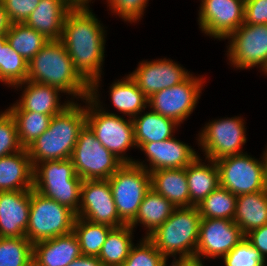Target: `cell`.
<instances>
[{
    "mask_svg": "<svg viewBox=\"0 0 267 266\" xmlns=\"http://www.w3.org/2000/svg\"><path fill=\"white\" fill-rule=\"evenodd\" d=\"M91 8H72L66 15L60 41L75 69L99 90L105 60L106 31Z\"/></svg>",
    "mask_w": 267,
    "mask_h": 266,
    "instance_id": "1",
    "label": "cell"
},
{
    "mask_svg": "<svg viewBox=\"0 0 267 266\" xmlns=\"http://www.w3.org/2000/svg\"><path fill=\"white\" fill-rule=\"evenodd\" d=\"M27 80L59 88L71 101H83L90 93V84L75 69L60 40H49L28 62Z\"/></svg>",
    "mask_w": 267,
    "mask_h": 266,
    "instance_id": "2",
    "label": "cell"
},
{
    "mask_svg": "<svg viewBox=\"0 0 267 266\" xmlns=\"http://www.w3.org/2000/svg\"><path fill=\"white\" fill-rule=\"evenodd\" d=\"M81 105L72 101L54 115L47 130L26 148L33 168L44 161L71 158L80 131L86 125L85 105Z\"/></svg>",
    "mask_w": 267,
    "mask_h": 266,
    "instance_id": "3",
    "label": "cell"
},
{
    "mask_svg": "<svg viewBox=\"0 0 267 266\" xmlns=\"http://www.w3.org/2000/svg\"><path fill=\"white\" fill-rule=\"evenodd\" d=\"M99 92L90 90L89 97L81 101L86 105V125L99 142L123 163H133L135 159L126 154L127 150L137 148L133 120L106 110Z\"/></svg>",
    "mask_w": 267,
    "mask_h": 266,
    "instance_id": "4",
    "label": "cell"
},
{
    "mask_svg": "<svg viewBox=\"0 0 267 266\" xmlns=\"http://www.w3.org/2000/svg\"><path fill=\"white\" fill-rule=\"evenodd\" d=\"M200 220L196 206L176 207L148 238L167 260L170 257L173 261L195 258Z\"/></svg>",
    "mask_w": 267,
    "mask_h": 266,
    "instance_id": "5",
    "label": "cell"
},
{
    "mask_svg": "<svg viewBox=\"0 0 267 266\" xmlns=\"http://www.w3.org/2000/svg\"><path fill=\"white\" fill-rule=\"evenodd\" d=\"M82 181L75 172L71 158L44 161L34 167L33 189L75 213L80 205Z\"/></svg>",
    "mask_w": 267,
    "mask_h": 266,
    "instance_id": "6",
    "label": "cell"
},
{
    "mask_svg": "<svg viewBox=\"0 0 267 266\" xmlns=\"http://www.w3.org/2000/svg\"><path fill=\"white\" fill-rule=\"evenodd\" d=\"M76 213L31 189L29 220L25 237L32 243L73 232Z\"/></svg>",
    "mask_w": 267,
    "mask_h": 266,
    "instance_id": "7",
    "label": "cell"
},
{
    "mask_svg": "<svg viewBox=\"0 0 267 266\" xmlns=\"http://www.w3.org/2000/svg\"><path fill=\"white\" fill-rule=\"evenodd\" d=\"M108 181L119 218L130 224L151 188L150 172L134 163H124Z\"/></svg>",
    "mask_w": 267,
    "mask_h": 266,
    "instance_id": "8",
    "label": "cell"
},
{
    "mask_svg": "<svg viewBox=\"0 0 267 266\" xmlns=\"http://www.w3.org/2000/svg\"><path fill=\"white\" fill-rule=\"evenodd\" d=\"M242 116L214 119L199 131L196 143L200 146L205 159L220 158L245 153L247 143L246 124Z\"/></svg>",
    "mask_w": 267,
    "mask_h": 266,
    "instance_id": "9",
    "label": "cell"
},
{
    "mask_svg": "<svg viewBox=\"0 0 267 266\" xmlns=\"http://www.w3.org/2000/svg\"><path fill=\"white\" fill-rule=\"evenodd\" d=\"M220 186L234 195L255 193L267 189L264 157L257 160L247 152L226 156L215 161Z\"/></svg>",
    "mask_w": 267,
    "mask_h": 266,
    "instance_id": "10",
    "label": "cell"
},
{
    "mask_svg": "<svg viewBox=\"0 0 267 266\" xmlns=\"http://www.w3.org/2000/svg\"><path fill=\"white\" fill-rule=\"evenodd\" d=\"M71 159L82 180L109 179L124 164L99 142L87 125L80 131Z\"/></svg>",
    "mask_w": 267,
    "mask_h": 266,
    "instance_id": "11",
    "label": "cell"
},
{
    "mask_svg": "<svg viewBox=\"0 0 267 266\" xmlns=\"http://www.w3.org/2000/svg\"><path fill=\"white\" fill-rule=\"evenodd\" d=\"M205 79L203 75L200 77L191 73L181 83L152 94L148 98V108L183 124L201 98Z\"/></svg>",
    "mask_w": 267,
    "mask_h": 266,
    "instance_id": "12",
    "label": "cell"
},
{
    "mask_svg": "<svg viewBox=\"0 0 267 266\" xmlns=\"http://www.w3.org/2000/svg\"><path fill=\"white\" fill-rule=\"evenodd\" d=\"M229 64L239 70L267 67V25L242 24L228 38Z\"/></svg>",
    "mask_w": 267,
    "mask_h": 266,
    "instance_id": "13",
    "label": "cell"
},
{
    "mask_svg": "<svg viewBox=\"0 0 267 266\" xmlns=\"http://www.w3.org/2000/svg\"><path fill=\"white\" fill-rule=\"evenodd\" d=\"M198 25L202 33L226 40L244 21L245 0H200Z\"/></svg>",
    "mask_w": 267,
    "mask_h": 266,
    "instance_id": "14",
    "label": "cell"
},
{
    "mask_svg": "<svg viewBox=\"0 0 267 266\" xmlns=\"http://www.w3.org/2000/svg\"><path fill=\"white\" fill-rule=\"evenodd\" d=\"M244 237L233 220L201 218L195 259H222Z\"/></svg>",
    "mask_w": 267,
    "mask_h": 266,
    "instance_id": "15",
    "label": "cell"
},
{
    "mask_svg": "<svg viewBox=\"0 0 267 266\" xmlns=\"http://www.w3.org/2000/svg\"><path fill=\"white\" fill-rule=\"evenodd\" d=\"M77 217L92 223L120 227L119 218L108 179L83 180Z\"/></svg>",
    "mask_w": 267,
    "mask_h": 266,
    "instance_id": "16",
    "label": "cell"
},
{
    "mask_svg": "<svg viewBox=\"0 0 267 266\" xmlns=\"http://www.w3.org/2000/svg\"><path fill=\"white\" fill-rule=\"evenodd\" d=\"M130 77L149 98L152 94L184 81L191 72L171 59L142 60Z\"/></svg>",
    "mask_w": 267,
    "mask_h": 266,
    "instance_id": "17",
    "label": "cell"
},
{
    "mask_svg": "<svg viewBox=\"0 0 267 266\" xmlns=\"http://www.w3.org/2000/svg\"><path fill=\"white\" fill-rule=\"evenodd\" d=\"M137 149L146 155V162L134 160V164L142 166L148 172L161 169H176L187 167L197 156L191 145L181 140H177L175 136L164 141H154L142 143ZM145 163V164H144Z\"/></svg>",
    "mask_w": 267,
    "mask_h": 266,
    "instance_id": "18",
    "label": "cell"
},
{
    "mask_svg": "<svg viewBox=\"0 0 267 266\" xmlns=\"http://www.w3.org/2000/svg\"><path fill=\"white\" fill-rule=\"evenodd\" d=\"M12 88L23 89L16 103L7 108L8 111H31L50 116L61 113L72 102L70 99L61 104L59 88L26 80Z\"/></svg>",
    "mask_w": 267,
    "mask_h": 266,
    "instance_id": "19",
    "label": "cell"
},
{
    "mask_svg": "<svg viewBox=\"0 0 267 266\" xmlns=\"http://www.w3.org/2000/svg\"><path fill=\"white\" fill-rule=\"evenodd\" d=\"M31 190L0 191V237H25Z\"/></svg>",
    "mask_w": 267,
    "mask_h": 266,
    "instance_id": "20",
    "label": "cell"
},
{
    "mask_svg": "<svg viewBox=\"0 0 267 266\" xmlns=\"http://www.w3.org/2000/svg\"><path fill=\"white\" fill-rule=\"evenodd\" d=\"M82 255L76 235L71 232L33 244V263L36 266H68Z\"/></svg>",
    "mask_w": 267,
    "mask_h": 266,
    "instance_id": "21",
    "label": "cell"
},
{
    "mask_svg": "<svg viewBox=\"0 0 267 266\" xmlns=\"http://www.w3.org/2000/svg\"><path fill=\"white\" fill-rule=\"evenodd\" d=\"M71 9L64 0H40L24 23L48 40H60L65 17Z\"/></svg>",
    "mask_w": 267,
    "mask_h": 266,
    "instance_id": "22",
    "label": "cell"
},
{
    "mask_svg": "<svg viewBox=\"0 0 267 266\" xmlns=\"http://www.w3.org/2000/svg\"><path fill=\"white\" fill-rule=\"evenodd\" d=\"M34 168L27 149L0 158V191L33 189Z\"/></svg>",
    "mask_w": 267,
    "mask_h": 266,
    "instance_id": "23",
    "label": "cell"
},
{
    "mask_svg": "<svg viewBox=\"0 0 267 266\" xmlns=\"http://www.w3.org/2000/svg\"><path fill=\"white\" fill-rule=\"evenodd\" d=\"M201 159L198 155L187 167L190 206H197L220 186L219 170L214 160ZM207 161V163H205Z\"/></svg>",
    "mask_w": 267,
    "mask_h": 266,
    "instance_id": "24",
    "label": "cell"
},
{
    "mask_svg": "<svg viewBox=\"0 0 267 266\" xmlns=\"http://www.w3.org/2000/svg\"><path fill=\"white\" fill-rule=\"evenodd\" d=\"M151 188L175 207H190V194L185 168L150 172Z\"/></svg>",
    "mask_w": 267,
    "mask_h": 266,
    "instance_id": "25",
    "label": "cell"
},
{
    "mask_svg": "<svg viewBox=\"0 0 267 266\" xmlns=\"http://www.w3.org/2000/svg\"><path fill=\"white\" fill-rule=\"evenodd\" d=\"M132 120L137 148L142 143L172 138L178 130V126L181 127L175 120L162 116L151 109L146 113L144 109Z\"/></svg>",
    "mask_w": 267,
    "mask_h": 266,
    "instance_id": "26",
    "label": "cell"
},
{
    "mask_svg": "<svg viewBox=\"0 0 267 266\" xmlns=\"http://www.w3.org/2000/svg\"><path fill=\"white\" fill-rule=\"evenodd\" d=\"M111 103L122 116L133 119L148 107L147 96L139 89L136 82L126 75L114 81L109 87Z\"/></svg>",
    "mask_w": 267,
    "mask_h": 266,
    "instance_id": "27",
    "label": "cell"
},
{
    "mask_svg": "<svg viewBox=\"0 0 267 266\" xmlns=\"http://www.w3.org/2000/svg\"><path fill=\"white\" fill-rule=\"evenodd\" d=\"M233 221L245 235L267 224V189L237 196Z\"/></svg>",
    "mask_w": 267,
    "mask_h": 266,
    "instance_id": "28",
    "label": "cell"
},
{
    "mask_svg": "<svg viewBox=\"0 0 267 266\" xmlns=\"http://www.w3.org/2000/svg\"><path fill=\"white\" fill-rule=\"evenodd\" d=\"M175 208L169 200L150 188L139 206L135 219L129 225L133 229L139 224L145 227V237H148L172 215Z\"/></svg>",
    "mask_w": 267,
    "mask_h": 266,
    "instance_id": "29",
    "label": "cell"
},
{
    "mask_svg": "<svg viewBox=\"0 0 267 266\" xmlns=\"http://www.w3.org/2000/svg\"><path fill=\"white\" fill-rule=\"evenodd\" d=\"M134 231L129 224L113 227L109 231L97 256L103 266H121L125 262L134 244Z\"/></svg>",
    "mask_w": 267,
    "mask_h": 266,
    "instance_id": "30",
    "label": "cell"
},
{
    "mask_svg": "<svg viewBox=\"0 0 267 266\" xmlns=\"http://www.w3.org/2000/svg\"><path fill=\"white\" fill-rule=\"evenodd\" d=\"M6 39L11 48L29 62L49 40L25 23H11Z\"/></svg>",
    "mask_w": 267,
    "mask_h": 266,
    "instance_id": "31",
    "label": "cell"
},
{
    "mask_svg": "<svg viewBox=\"0 0 267 266\" xmlns=\"http://www.w3.org/2000/svg\"><path fill=\"white\" fill-rule=\"evenodd\" d=\"M112 228L107 224L92 223L76 217L73 233L78 239L82 255L98 256Z\"/></svg>",
    "mask_w": 267,
    "mask_h": 266,
    "instance_id": "32",
    "label": "cell"
},
{
    "mask_svg": "<svg viewBox=\"0 0 267 266\" xmlns=\"http://www.w3.org/2000/svg\"><path fill=\"white\" fill-rule=\"evenodd\" d=\"M237 196L219 186L203 199L196 207L201 218L233 220L236 211Z\"/></svg>",
    "mask_w": 267,
    "mask_h": 266,
    "instance_id": "33",
    "label": "cell"
},
{
    "mask_svg": "<svg viewBox=\"0 0 267 266\" xmlns=\"http://www.w3.org/2000/svg\"><path fill=\"white\" fill-rule=\"evenodd\" d=\"M13 116L21 146L26 149L49 127L52 116L31 111H9Z\"/></svg>",
    "mask_w": 267,
    "mask_h": 266,
    "instance_id": "34",
    "label": "cell"
},
{
    "mask_svg": "<svg viewBox=\"0 0 267 266\" xmlns=\"http://www.w3.org/2000/svg\"><path fill=\"white\" fill-rule=\"evenodd\" d=\"M28 74V62L16 53L6 41L0 55V82L7 87L25 82Z\"/></svg>",
    "mask_w": 267,
    "mask_h": 266,
    "instance_id": "35",
    "label": "cell"
},
{
    "mask_svg": "<svg viewBox=\"0 0 267 266\" xmlns=\"http://www.w3.org/2000/svg\"><path fill=\"white\" fill-rule=\"evenodd\" d=\"M33 244L26 237H0V266H29Z\"/></svg>",
    "mask_w": 267,
    "mask_h": 266,
    "instance_id": "36",
    "label": "cell"
},
{
    "mask_svg": "<svg viewBox=\"0 0 267 266\" xmlns=\"http://www.w3.org/2000/svg\"><path fill=\"white\" fill-rule=\"evenodd\" d=\"M133 244L127 259L121 266H168L167 259L157 250L148 238H141Z\"/></svg>",
    "mask_w": 267,
    "mask_h": 266,
    "instance_id": "37",
    "label": "cell"
},
{
    "mask_svg": "<svg viewBox=\"0 0 267 266\" xmlns=\"http://www.w3.org/2000/svg\"><path fill=\"white\" fill-rule=\"evenodd\" d=\"M223 260L224 266H264L267 262L260 252L244 237Z\"/></svg>",
    "mask_w": 267,
    "mask_h": 266,
    "instance_id": "38",
    "label": "cell"
},
{
    "mask_svg": "<svg viewBox=\"0 0 267 266\" xmlns=\"http://www.w3.org/2000/svg\"><path fill=\"white\" fill-rule=\"evenodd\" d=\"M22 149L13 116L7 109L0 111V158Z\"/></svg>",
    "mask_w": 267,
    "mask_h": 266,
    "instance_id": "39",
    "label": "cell"
},
{
    "mask_svg": "<svg viewBox=\"0 0 267 266\" xmlns=\"http://www.w3.org/2000/svg\"><path fill=\"white\" fill-rule=\"evenodd\" d=\"M111 13L128 23L139 22L149 0H106Z\"/></svg>",
    "mask_w": 267,
    "mask_h": 266,
    "instance_id": "40",
    "label": "cell"
},
{
    "mask_svg": "<svg viewBox=\"0 0 267 266\" xmlns=\"http://www.w3.org/2000/svg\"><path fill=\"white\" fill-rule=\"evenodd\" d=\"M11 23H24L40 0H1Z\"/></svg>",
    "mask_w": 267,
    "mask_h": 266,
    "instance_id": "41",
    "label": "cell"
},
{
    "mask_svg": "<svg viewBox=\"0 0 267 266\" xmlns=\"http://www.w3.org/2000/svg\"><path fill=\"white\" fill-rule=\"evenodd\" d=\"M243 24L267 25V0H245Z\"/></svg>",
    "mask_w": 267,
    "mask_h": 266,
    "instance_id": "42",
    "label": "cell"
},
{
    "mask_svg": "<svg viewBox=\"0 0 267 266\" xmlns=\"http://www.w3.org/2000/svg\"><path fill=\"white\" fill-rule=\"evenodd\" d=\"M246 239L256 248L264 260H267V224L245 234Z\"/></svg>",
    "mask_w": 267,
    "mask_h": 266,
    "instance_id": "43",
    "label": "cell"
},
{
    "mask_svg": "<svg viewBox=\"0 0 267 266\" xmlns=\"http://www.w3.org/2000/svg\"><path fill=\"white\" fill-rule=\"evenodd\" d=\"M68 266H103L97 256L81 255Z\"/></svg>",
    "mask_w": 267,
    "mask_h": 266,
    "instance_id": "44",
    "label": "cell"
},
{
    "mask_svg": "<svg viewBox=\"0 0 267 266\" xmlns=\"http://www.w3.org/2000/svg\"><path fill=\"white\" fill-rule=\"evenodd\" d=\"M10 26L11 22L0 0V35L6 34L9 31Z\"/></svg>",
    "mask_w": 267,
    "mask_h": 266,
    "instance_id": "45",
    "label": "cell"
},
{
    "mask_svg": "<svg viewBox=\"0 0 267 266\" xmlns=\"http://www.w3.org/2000/svg\"><path fill=\"white\" fill-rule=\"evenodd\" d=\"M204 264V260L192 258L172 261L169 266H205Z\"/></svg>",
    "mask_w": 267,
    "mask_h": 266,
    "instance_id": "46",
    "label": "cell"
},
{
    "mask_svg": "<svg viewBox=\"0 0 267 266\" xmlns=\"http://www.w3.org/2000/svg\"><path fill=\"white\" fill-rule=\"evenodd\" d=\"M71 8H90L92 0H64ZM90 2V4H89Z\"/></svg>",
    "mask_w": 267,
    "mask_h": 266,
    "instance_id": "47",
    "label": "cell"
},
{
    "mask_svg": "<svg viewBox=\"0 0 267 266\" xmlns=\"http://www.w3.org/2000/svg\"><path fill=\"white\" fill-rule=\"evenodd\" d=\"M7 41L6 34L0 35V55L3 44Z\"/></svg>",
    "mask_w": 267,
    "mask_h": 266,
    "instance_id": "48",
    "label": "cell"
},
{
    "mask_svg": "<svg viewBox=\"0 0 267 266\" xmlns=\"http://www.w3.org/2000/svg\"><path fill=\"white\" fill-rule=\"evenodd\" d=\"M262 154H263L264 161H265L266 180H267V145H266V148Z\"/></svg>",
    "mask_w": 267,
    "mask_h": 266,
    "instance_id": "49",
    "label": "cell"
},
{
    "mask_svg": "<svg viewBox=\"0 0 267 266\" xmlns=\"http://www.w3.org/2000/svg\"><path fill=\"white\" fill-rule=\"evenodd\" d=\"M265 76H267V67L265 68V70L263 71Z\"/></svg>",
    "mask_w": 267,
    "mask_h": 266,
    "instance_id": "50",
    "label": "cell"
},
{
    "mask_svg": "<svg viewBox=\"0 0 267 266\" xmlns=\"http://www.w3.org/2000/svg\"><path fill=\"white\" fill-rule=\"evenodd\" d=\"M29 266H36L33 262Z\"/></svg>",
    "mask_w": 267,
    "mask_h": 266,
    "instance_id": "51",
    "label": "cell"
}]
</instances>
